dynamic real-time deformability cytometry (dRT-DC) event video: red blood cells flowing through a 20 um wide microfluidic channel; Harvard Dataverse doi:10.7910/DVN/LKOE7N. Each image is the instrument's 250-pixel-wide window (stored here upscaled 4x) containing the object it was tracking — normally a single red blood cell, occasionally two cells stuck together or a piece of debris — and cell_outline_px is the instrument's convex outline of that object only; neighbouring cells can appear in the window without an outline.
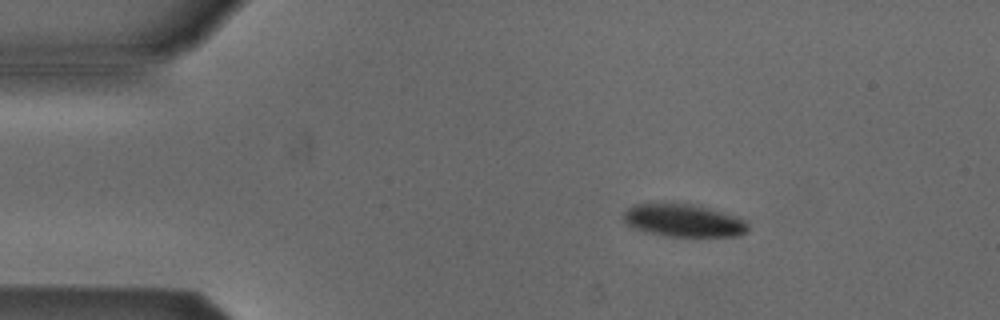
{"species": "Egyptian fruit bat (a non-hibernating species)", "species_latin": "Rousettus aegyptiacus", "temperature_condition": "cold", "stored_images_in_passage": 4, "camera_frame_rate_fps": 3000, "um_per_image_px": 0.085, "animal": {"sex": "male"}, "frame": {"image": 1, "passage_image": 2, "time_ms": 1.0, "image_size_px": [1000, 320], "cell_outline_px": [[748, 232], [740, 236], [668, 236], [644, 232], [628, 224], [620, 216], [632, 204], [664, 200], [692, 204], [708, 208], [736, 216], [748, 220]], "centroid_in_image_um": [58.06, 18.7], "position_along_channel_um": 26.9, "area_um2": 24.57}}
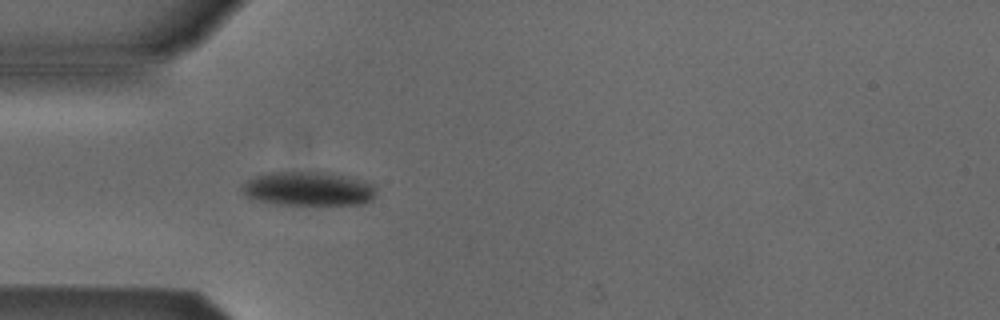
{"frame": {"image": 2, "passage_image": 4, "time_ms": 3.333, "image_size_px": [1000, 320], "cell_outline_px": [[376, 196], [372, 200], [364, 204], [276, 204], [248, 200], [244, 196], [240, 188], [248, 180], [256, 176], [272, 172], [324, 172], [344, 176], [372, 184], [376, 188]], "centroid_in_image_um": [26.15, 16.06], "position_along_channel_um": 58.8, "area_um2": 26.65}}